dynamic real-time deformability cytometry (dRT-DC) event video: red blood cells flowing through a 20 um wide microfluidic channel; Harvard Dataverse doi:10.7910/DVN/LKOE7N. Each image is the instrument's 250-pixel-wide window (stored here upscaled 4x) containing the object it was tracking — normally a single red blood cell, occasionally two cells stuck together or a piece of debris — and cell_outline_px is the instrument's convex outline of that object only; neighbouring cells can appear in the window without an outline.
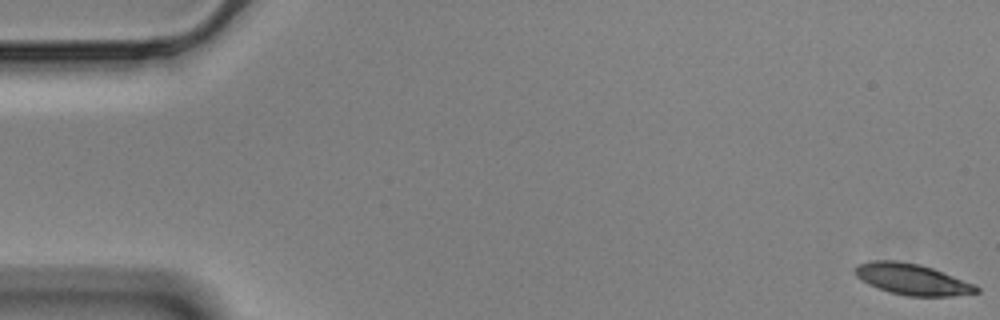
{"species": "Egyptian fruit bat (a non-hibernating species)", "species_latin": "Rousettus aegyptiacus", "temperature_condition": "cold", "stored_images_in_passage": 57, "camera_frame_rate_fps": 3000, "um_per_image_px": 0.085, "animal": {"sex": "male"}, "frame": {"image": 1, "passage_image": 1, "time_ms": 0.0, "image_size_px": [1000, 320], "cell_outline_px": [[980, 292], [952, 296], [908, 296], [888, 292], [868, 284], [856, 276], [852, 268], [856, 264], [872, 260], [896, 260], [920, 264], [932, 268], [976, 284], [980, 288]], "centroid_in_image_um": [77.51, 23.73], "position_along_channel_um": 7.5, "area_um2": 22.25}}
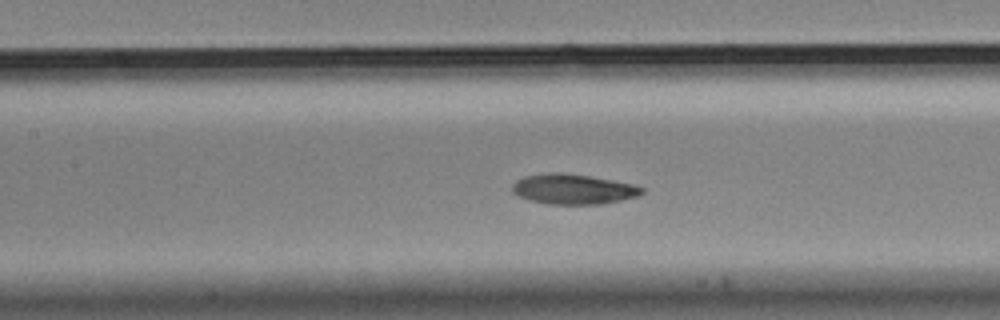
{"frame": {"image": 2, "passage_image": 26, "time_ms": 8.333, "image_size_px": [1000, 320], "cell_outline_px": [[644, 192], [636, 196], [620, 200], [600, 204], [548, 204], [528, 200], [516, 196], [512, 192], [512, 184], [516, 180], [524, 176], [548, 172], [560, 172], [588, 176], [612, 180], [632, 184], [644, 188]], "centroid_in_image_um": [48.65, 16.07], "position_along_channel_um": 158.7, "area_um2": 22.77}}
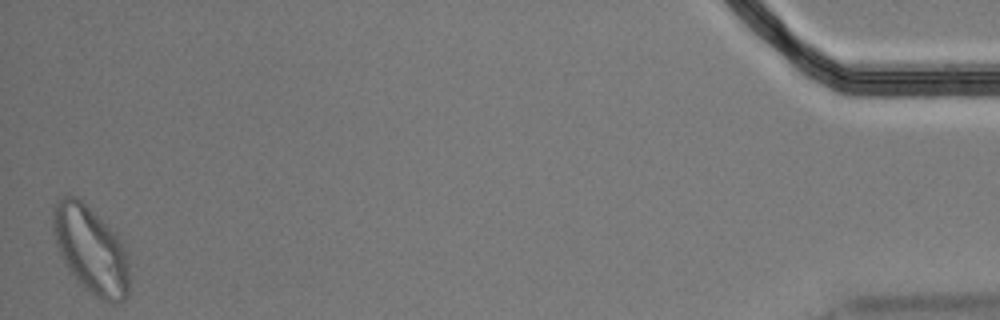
{"frame": {"image": 3, "passage_image": 57, "time_ms": 18.667, "image_size_px": [1000, 320], "cell_outline_px": [[128, 296], [120, 304], [112, 304], [100, 300], [84, 288], [72, 272], [64, 260], [56, 244], [52, 228], [52, 212], [56, 204], [64, 196], [76, 196], [124, 244], [128, 252]], "centroid_in_image_um": [7.74, 21.3], "position_along_channel_um": 427.5, "area_um2": 38.09}, "authors_computed_cell_mechanics": {"area_um2": 22.831, "velocity_mm_per_s": 3.4889, "shape_relaxation_time_tau1_ms": 4.5146, "shape_relaxation_time_tau2_ms": 2.3877, "deformation_change_tau1": 0.1358, "deformation_change_tau2": 0.0607}}